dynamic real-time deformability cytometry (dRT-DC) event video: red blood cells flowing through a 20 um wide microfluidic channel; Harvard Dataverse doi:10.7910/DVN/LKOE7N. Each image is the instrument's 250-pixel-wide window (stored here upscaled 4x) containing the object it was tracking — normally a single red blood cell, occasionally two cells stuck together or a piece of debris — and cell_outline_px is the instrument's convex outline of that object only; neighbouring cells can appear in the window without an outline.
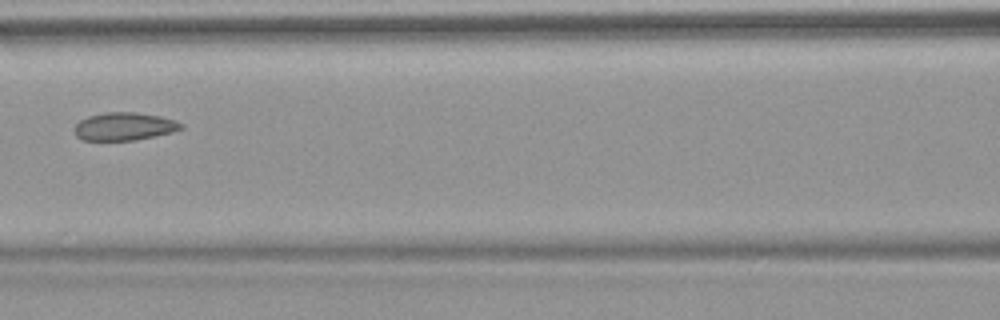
{"species": "common noctule bat (a hibernating species)", "species_latin": "Nyctalus noctula", "temperature_condition": "warm", "stored_images_in_passage": 7, "camera_frame_rate_fps": 3000, "um_per_image_px": 0.085, "animal": {"sex": "female", "body_mass_g": 18.4}, "frame": {"image": 1, "passage_image": 7, "time_ms": 7.0, "image_size_px": [1000, 320], "cell_outline_px": [[184, 128], [172, 132], [156, 136], [132, 140], [84, 140], [76, 136], [76, 124], [80, 120], [88, 116], [104, 112], [136, 112], [160, 116], [176, 120], [184, 124]], "centroid_in_image_um": [10.61, 10.74], "position_along_channel_um": 156.0, "area_um2": 17.34}}